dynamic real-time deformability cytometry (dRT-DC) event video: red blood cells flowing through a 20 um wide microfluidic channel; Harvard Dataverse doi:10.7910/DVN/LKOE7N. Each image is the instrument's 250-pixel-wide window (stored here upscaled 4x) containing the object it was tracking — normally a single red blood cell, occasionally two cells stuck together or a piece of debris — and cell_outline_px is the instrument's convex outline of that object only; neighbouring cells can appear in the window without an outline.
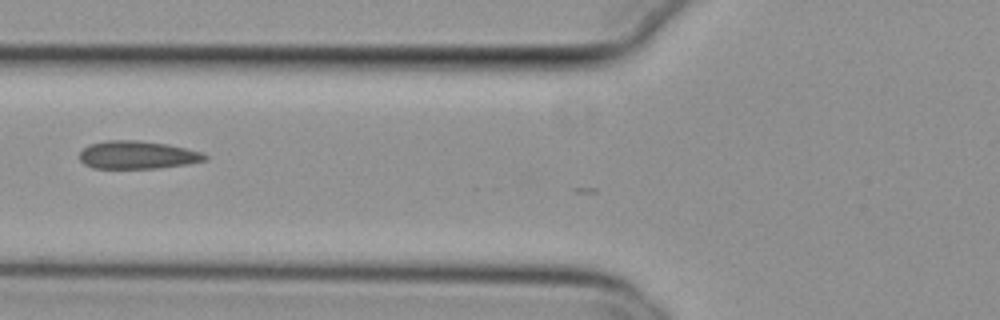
{"species": "common noctule bat (a hibernating species)", "species_latin": "Nyctalus noctula", "temperature_condition": "cold", "stored_images_in_passage": 6, "camera_frame_rate_fps": 3000, "um_per_image_px": 0.085, "animal": {"sex": "female", "body_mass_g": 29.2, "forearm_length_mm": 56.3}, "frame": {"image": 1, "passage_image": 2, "time_ms": 0.333, "image_size_px": [1000, 320], "cell_outline_px": [[208, 160], [160, 168], [92, 168], [84, 164], [80, 160], [80, 152], [88, 144], [108, 140], [136, 140], [168, 144], [200, 152], [208, 156]], "centroid_in_image_um": [11.65, 13.17], "position_along_channel_um": 114.1, "area_um2": 20.35}}
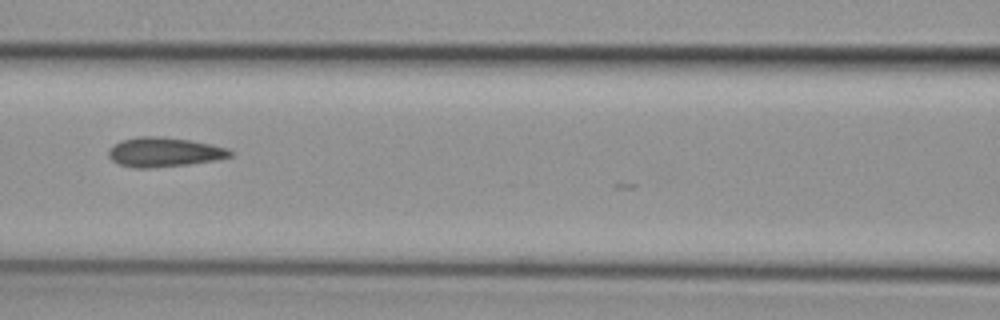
{"frame": {"image": 2, "passage_image": 5, "time_ms": 1.333, "image_size_px": [1000, 320], "cell_outline_px": [[232, 156], [212, 160], [188, 164], [148, 168], [132, 168], [120, 164], [112, 160], [108, 156], [108, 152], [120, 140], [140, 136], [160, 136], [188, 140], [212, 144], [228, 148], [232, 152]], "centroid_in_image_um": [13.94, 12.92], "position_along_channel_um": 152.7, "area_um2": 20.63}}